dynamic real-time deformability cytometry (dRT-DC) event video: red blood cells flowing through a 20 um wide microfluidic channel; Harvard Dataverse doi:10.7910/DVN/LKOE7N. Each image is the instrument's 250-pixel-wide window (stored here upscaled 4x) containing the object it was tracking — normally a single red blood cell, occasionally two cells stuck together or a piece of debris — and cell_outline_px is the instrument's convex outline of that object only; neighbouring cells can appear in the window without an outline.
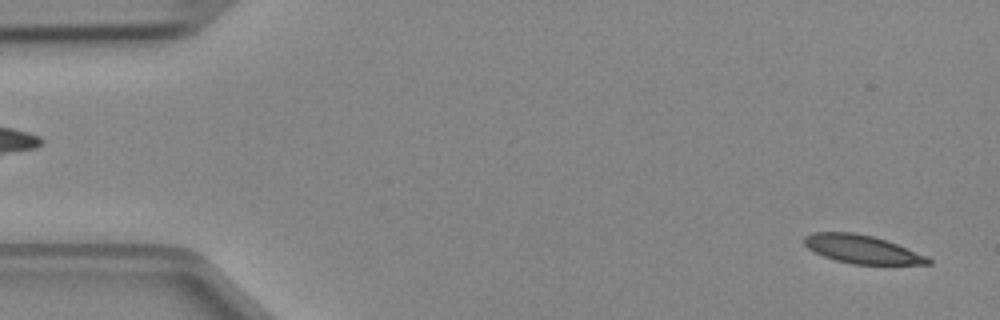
{"species": "Egyptian fruit bat (a non-hibernating species)", "species_latin": "Rousettus aegyptiacus", "temperature_condition": "cold", "stored_images_in_passage": 5, "segment_of_instrument_passage": [2, 2], "camera_frame_rate_fps": 3000, "um_per_image_px": 0.085, "animal": {"sex": "female"}, "frame": {"image": 1, "passage_image": 5, "time_ms": 1.333, "image_size_px": [1000, 320], "cell_outline_px": [[932, 264], [852, 264], [836, 260], [824, 256], [808, 248], [804, 244], [804, 236], [812, 232], [852, 232], [872, 236], [896, 244], [928, 256], [932, 260]], "centroid_in_image_um": [73.27, 21.18], "position_along_channel_um": 11.7, "area_um2": 20.23}}